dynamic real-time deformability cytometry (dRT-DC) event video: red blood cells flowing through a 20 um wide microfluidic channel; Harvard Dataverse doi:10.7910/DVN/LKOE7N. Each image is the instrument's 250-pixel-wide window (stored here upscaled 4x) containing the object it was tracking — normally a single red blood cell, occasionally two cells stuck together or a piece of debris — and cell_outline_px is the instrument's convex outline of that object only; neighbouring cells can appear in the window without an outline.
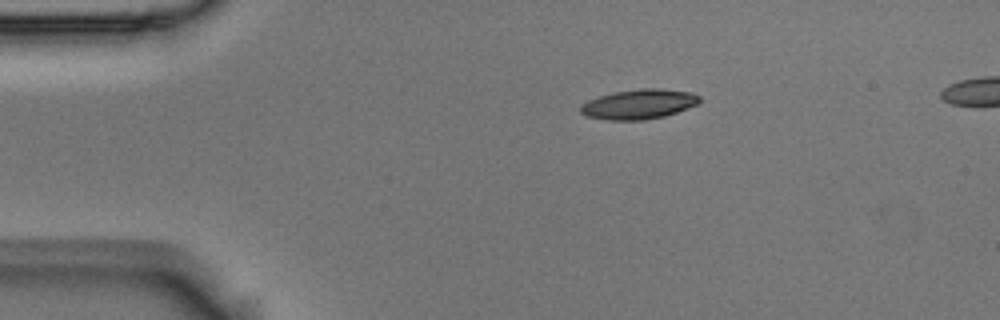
{"species": "Egyptian fruit bat (a non-hibernating species)", "species_latin": "Rousettus aegyptiacus", "temperature_condition": "room temperature", "stored_images_in_passage": 44, "camera_frame_rate_fps": 3000, "um_per_image_px": 0.085, "animal": {"sex": "male"}, "frame": {"image": 1, "passage_image": 1, "time_ms": 0.0, "image_size_px": [1000, 320], "cell_outline_px": [[700, 104], [664, 116], [644, 120], [608, 120], [584, 116], [580, 112], [580, 104], [588, 100], [612, 92], [640, 88], [660, 88], [692, 92], [700, 96]], "centroid_in_image_um": [54.3, 8.85], "position_along_channel_um": 30.7, "area_um2": 20.92}}
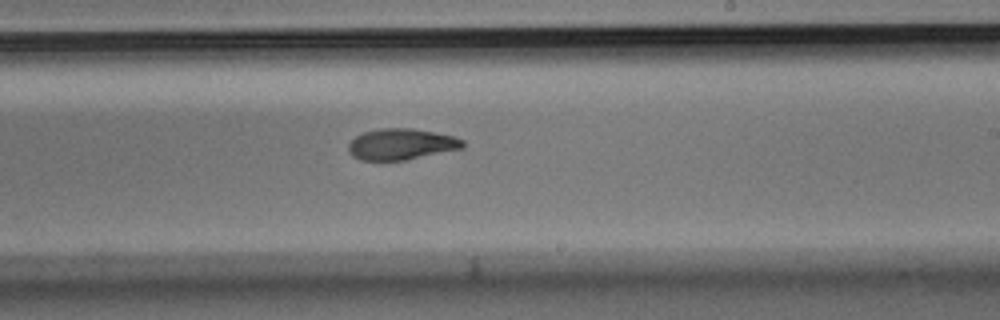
{"frame": {"image": 2, "passage_image": 23, "time_ms": 7.333, "image_size_px": [1000, 320], "cell_outline_px": [[464, 148], [404, 160], [360, 160], [352, 156], [348, 152], [348, 144], [356, 136], [364, 132], [380, 128], [412, 128], [452, 136], [464, 140]], "centroid_in_image_um": [34.08, 12.26], "position_along_channel_um": 254.9, "area_um2": 20.63}}
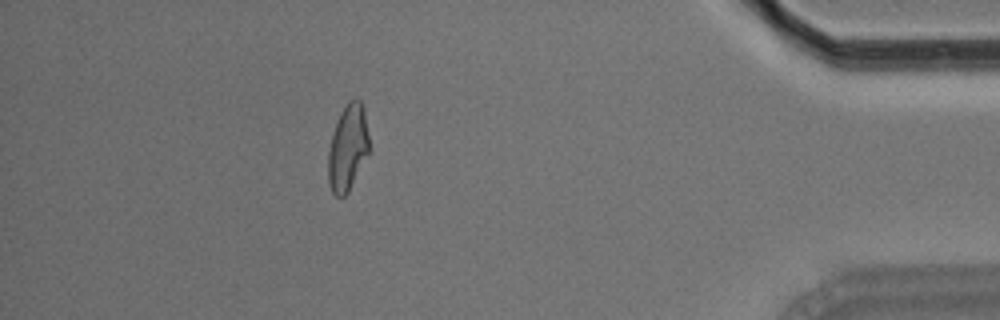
{"frame": {"image": 3, "passage_image": 39, "time_ms": 12.667, "image_size_px": [1000, 320], "cell_outline_px": [[372, 148], [348, 192], [344, 196], [336, 196], [332, 192], [328, 184], [328, 152], [332, 136], [340, 112], [348, 100], [360, 100], [364, 108]], "centroid_in_image_um": [29.6, 12.55], "position_along_channel_um": 405.6, "area_um2": 20.92}}